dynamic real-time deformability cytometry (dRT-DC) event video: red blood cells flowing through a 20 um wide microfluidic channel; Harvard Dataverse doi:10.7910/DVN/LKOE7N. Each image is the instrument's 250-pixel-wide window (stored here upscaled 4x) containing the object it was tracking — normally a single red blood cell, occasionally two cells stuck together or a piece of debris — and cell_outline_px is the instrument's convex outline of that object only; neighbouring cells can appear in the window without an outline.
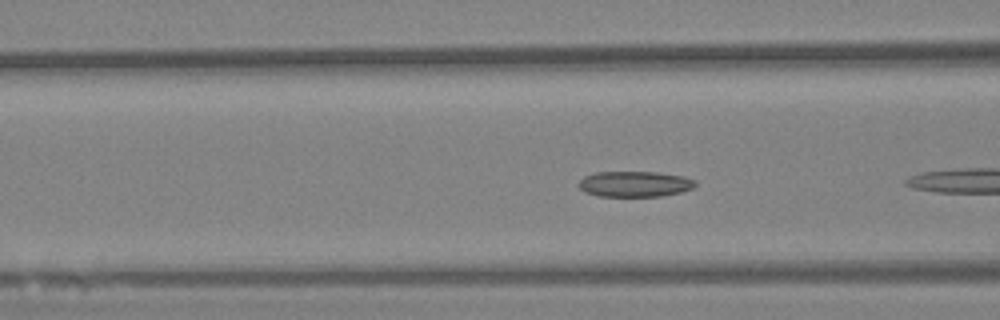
{"species": "Egyptian fruit bat (a non-hibernating species)", "species_latin": "Rousettus aegyptiacus", "temperature_condition": "warm", "stored_images_in_passage": 6, "camera_frame_rate_fps": 3000, "um_per_image_px": 0.085, "animal": {"sex": "female"}, "frame": {"image": 1, "passage_image": 5, "time_ms": 1.333, "image_size_px": [1000, 320], "cell_outline_px": [[696, 184], [692, 188], [680, 192], [660, 196], [596, 196], [584, 192], [576, 184], [584, 176], [596, 172], [656, 172], [684, 176], [696, 180]], "centroid_in_image_um": [53.92, 15.64], "position_along_channel_um": 112.7, "area_um2": 17.51}}